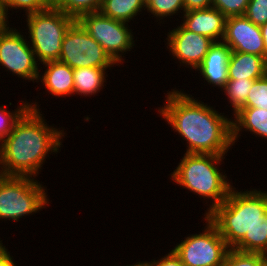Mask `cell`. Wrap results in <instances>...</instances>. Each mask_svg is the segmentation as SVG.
Instances as JSON below:
<instances>
[{
    "instance_id": "obj_1",
    "label": "cell",
    "mask_w": 267,
    "mask_h": 266,
    "mask_svg": "<svg viewBox=\"0 0 267 266\" xmlns=\"http://www.w3.org/2000/svg\"><path fill=\"white\" fill-rule=\"evenodd\" d=\"M158 112L173 130L187 141L185 153L225 156L233 146L231 118L207 103L178 89L165 96Z\"/></svg>"
},
{
    "instance_id": "obj_2",
    "label": "cell",
    "mask_w": 267,
    "mask_h": 266,
    "mask_svg": "<svg viewBox=\"0 0 267 266\" xmlns=\"http://www.w3.org/2000/svg\"><path fill=\"white\" fill-rule=\"evenodd\" d=\"M41 113L37 102L29 103V109L0 143V175L35 178L49 152H59L67 134L48 125Z\"/></svg>"
},
{
    "instance_id": "obj_3",
    "label": "cell",
    "mask_w": 267,
    "mask_h": 266,
    "mask_svg": "<svg viewBox=\"0 0 267 266\" xmlns=\"http://www.w3.org/2000/svg\"><path fill=\"white\" fill-rule=\"evenodd\" d=\"M224 159L225 156L215 154L185 153L176 169L169 174L178 186L198 194L203 200L211 199L204 216L221 205L233 187L226 174L218 168Z\"/></svg>"
},
{
    "instance_id": "obj_4",
    "label": "cell",
    "mask_w": 267,
    "mask_h": 266,
    "mask_svg": "<svg viewBox=\"0 0 267 266\" xmlns=\"http://www.w3.org/2000/svg\"><path fill=\"white\" fill-rule=\"evenodd\" d=\"M206 216L217 227L220 235L233 248L246 233L267 213L266 190H235Z\"/></svg>"
},
{
    "instance_id": "obj_5",
    "label": "cell",
    "mask_w": 267,
    "mask_h": 266,
    "mask_svg": "<svg viewBox=\"0 0 267 266\" xmlns=\"http://www.w3.org/2000/svg\"><path fill=\"white\" fill-rule=\"evenodd\" d=\"M25 17L29 44L39 64L58 61L65 33L76 19L52 4L46 10Z\"/></svg>"
},
{
    "instance_id": "obj_6",
    "label": "cell",
    "mask_w": 267,
    "mask_h": 266,
    "mask_svg": "<svg viewBox=\"0 0 267 266\" xmlns=\"http://www.w3.org/2000/svg\"><path fill=\"white\" fill-rule=\"evenodd\" d=\"M46 191L35 178L0 175V220L20 221L49 206Z\"/></svg>"
},
{
    "instance_id": "obj_7",
    "label": "cell",
    "mask_w": 267,
    "mask_h": 266,
    "mask_svg": "<svg viewBox=\"0 0 267 266\" xmlns=\"http://www.w3.org/2000/svg\"><path fill=\"white\" fill-rule=\"evenodd\" d=\"M204 222L202 233L187 235L173 248L185 266H223L225 262L230 247L207 216Z\"/></svg>"
},
{
    "instance_id": "obj_8",
    "label": "cell",
    "mask_w": 267,
    "mask_h": 266,
    "mask_svg": "<svg viewBox=\"0 0 267 266\" xmlns=\"http://www.w3.org/2000/svg\"><path fill=\"white\" fill-rule=\"evenodd\" d=\"M77 21L103 47L116 66L123 64V53L131 51L135 45L128 23L104 16L99 11L82 14Z\"/></svg>"
},
{
    "instance_id": "obj_9",
    "label": "cell",
    "mask_w": 267,
    "mask_h": 266,
    "mask_svg": "<svg viewBox=\"0 0 267 266\" xmlns=\"http://www.w3.org/2000/svg\"><path fill=\"white\" fill-rule=\"evenodd\" d=\"M58 61L72 69L98 67L111 70L116 64L77 20L65 33Z\"/></svg>"
},
{
    "instance_id": "obj_10",
    "label": "cell",
    "mask_w": 267,
    "mask_h": 266,
    "mask_svg": "<svg viewBox=\"0 0 267 266\" xmlns=\"http://www.w3.org/2000/svg\"><path fill=\"white\" fill-rule=\"evenodd\" d=\"M19 31L9 23L0 28V66L14 76L37 83L39 63L29 40Z\"/></svg>"
},
{
    "instance_id": "obj_11",
    "label": "cell",
    "mask_w": 267,
    "mask_h": 266,
    "mask_svg": "<svg viewBox=\"0 0 267 266\" xmlns=\"http://www.w3.org/2000/svg\"><path fill=\"white\" fill-rule=\"evenodd\" d=\"M167 49L181 64L195 70L203 61L210 46L214 43L207 36L185 29L181 24L167 34ZM181 61V62H180Z\"/></svg>"
},
{
    "instance_id": "obj_12",
    "label": "cell",
    "mask_w": 267,
    "mask_h": 266,
    "mask_svg": "<svg viewBox=\"0 0 267 266\" xmlns=\"http://www.w3.org/2000/svg\"><path fill=\"white\" fill-rule=\"evenodd\" d=\"M236 52L254 54L266 59V49L261 28L245 16L226 18L225 33L222 40Z\"/></svg>"
},
{
    "instance_id": "obj_13",
    "label": "cell",
    "mask_w": 267,
    "mask_h": 266,
    "mask_svg": "<svg viewBox=\"0 0 267 266\" xmlns=\"http://www.w3.org/2000/svg\"><path fill=\"white\" fill-rule=\"evenodd\" d=\"M181 25L200 35L212 39L214 42L222 41L225 33L226 17L216 8L196 9L185 11Z\"/></svg>"
},
{
    "instance_id": "obj_14",
    "label": "cell",
    "mask_w": 267,
    "mask_h": 266,
    "mask_svg": "<svg viewBox=\"0 0 267 266\" xmlns=\"http://www.w3.org/2000/svg\"><path fill=\"white\" fill-rule=\"evenodd\" d=\"M232 50L223 41L214 42L203 59L195 69L204 78V82L221 89L228 81V63Z\"/></svg>"
},
{
    "instance_id": "obj_15",
    "label": "cell",
    "mask_w": 267,
    "mask_h": 266,
    "mask_svg": "<svg viewBox=\"0 0 267 266\" xmlns=\"http://www.w3.org/2000/svg\"><path fill=\"white\" fill-rule=\"evenodd\" d=\"M42 65L46 70L44 73L40 72L37 82H42L48 93L54 97L74 96L73 69L70 66L60 61H50Z\"/></svg>"
},
{
    "instance_id": "obj_16",
    "label": "cell",
    "mask_w": 267,
    "mask_h": 266,
    "mask_svg": "<svg viewBox=\"0 0 267 266\" xmlns=\"http://www.w3.org/2000/svg\"><path fill=\"white\" fill-rule=\"evenodd\" d=\"M235 119H231L232 124V142L233 145L242 131H250V134L256 135L267 140V110L256 107H241L235 114ZM245 129V130H242Z\"/></svg>"
},
{
    "instance_id": "obj_17",
    "label": "cell",
    "mask_w": 267,
    "mask_h": 266,
    "mask_svg": "<svg viewBox=\"0 0 267 266\" xmlns=\"http://www.w3.org/2000/svg\"><path fill=\"white\" fill-rule=\"evenodd\" d=\"M228 79H259L267 74V60L262 56L232 51Z\"/></svg>"
},
{
    "instance_id": "obj_18",
    "label": "cell",
    "mask_w": 267,
    "mask_h": 266,
    "mask_svg": "<svg viewBox=\"0 0 267 266\" xmlns=\"http://www.w3.org/2000/svg\"><path fill=\"white\" fill-rule=\"evenodd\" d=\"M108 68L81 67L73 69L74 94L91 96L99 93L106 85V70Z\"/></svg>"
},
{
    "instance_id": "obj_19",
    "label": "cell",
    "mask_w": 267,
    "mask_h": 266,
    "mask_svg": "<svg viewBox=\"0 0 267 266\" xmlns=\"http://www.w3.org/2000/svg\"><path fill=\"white\" fill-rule=\"evenodd\" d=\"M142 10H146L142 0H102L99 12L114 20L129 23L142 14Z\"/></svg>"
},
{
    "instance_id": "obj_20",
    "label": "cell",
    "mask_w": 267,
    "mask_h": 266,
    "mask_svg": "<svg viewBox=\"0 0 267 266\" xmlns=\"http://www.w3.org/2000/svg\"><path fill=\"white\" fill-rule=\"evenodd\" d=\"M233 249L267 255V213L260 218Z\"/></svg>"
},
{
    "instance_id": "obj_21",
    "label": "cell",
    "mask_w": 267,
    "mask_h": 266,
    "mask_svg": "<svg viewBox=\"0 0 267 266\" xmlns=\"http://www.w3.org/2000/svg\"><path fill=\"white\" fill-rule=\"evenodd\" d=\"M256 79H228L226 85L221 89L227 96L235 114L245 103L248 93Z\"/></svg>"
},
{
    "instance_id": "obj_22",
    "label": "cell",
    "mask_w": 267,
    "mask_h": 266,
    "mask_svg": "<svg viewBox=\"0 0 267 266\" xmlns=\"http://www.w3.org/2000/svg\"><path fill=\"white\" fill-rule=\"evenodd\" d=\"M102 0H52V5L76 20L85 13L98 12Z\"/></svg>"
},
{
    "instance_id": "obj_23",
    "label": "cell",
    "mask_w": 267,
    "mask_h": 266,
    "mask_svg": "<svg viewBox=\"0 0 267 266\" xmlns=\"http://www.w3.org/2000/svg\"><path fill=\"white\" fill-rule=\"evenodd\" d=\"M52 4V0H0L2 13L8 21V10H24L25 15L46 10Z\"/></svg>"
},
{
    "instance_id": "obj_24",
    "label": "cell",
    "mask_w": 267,
    "mask_h": 266,
    "mask_svg": "<svg viewBox=\"0 0 267 266\" xmlns=\"http://www.w3.org/2000/svg\"><path fill=\"white\" fill-rule=\"evenodd\" d=\"M182 10L185 12L183 0H151L147 6L146 11L153 14L157 20H163L167 16H173L180 13Z\"/></svg>"
},
{
    "instance_id": "obj_25",
    "label": "cell",
    "mask_w": 267,
    "mask_h": 266,
    "mask_svg": "<svg viewBox=\"0 0 267 266\" xmlns=\"http://www.w3.org/2000/svg\"><path fill=\"white\" fill-rule=\"evenodd\" d=\"M21 102L22 104L20 103V106H17L14 111L5 109L3 105L0 106V143L9 135L16 122L29 109V102L26 100Z\"/></svg>"
},
{
    "instance_id": "obj_26",
    "label": "cell",
    "mask_w": 267,
    "mask_h": 266,
    "mask_svg": "<svg viewBox=\"0 0 267 266\" xmlns=\"http://www.w3.org/2000/svg\"><path fill=\"white\" fill-rule=\"evenodd\" d=\"M265 254L242 252L230 248L223 266H261Z\"/></svg>"
},
{
    "instance_id": "obj_27",
    "label": "cell",
    "mask_w": 267,
    "mask_h": 266,
    "mask_svg": "<svg viewBox=\"0 0 267 266\" xmlns=\"http://www.w3.org/2000/svg\"><path fill=\"white\" fill-rule=\"evenodd\" d=\"M242 107H256L267 110V74L262 78L254 80L246 103Z\"/></svg>"
},
{
    "instance_id": "obj_28",
    "label": "cell",
    "mask_w": 267,
    "mask_h": 266,
    "mask_svg": "<svg viewBox=\"0 0 267 266\" xmlns=\"http://www.w3.org/2000/svg\"><path fill=\"white\" fill-rule=\"evenodd\" d=\"M249 0H212V7L218 9L226 18L244 16Z\"/></svg>"
},
{
    "instance_id": "obj_29",
    "label": "cell",
    "mask_w": 267,
    "mask_h": 266,
    "mask_svg": "<svg viewBox=\"0 0 267 266\" xmlns=\"http://www.w3.org/2000/svg\"><path fill=\"white\" fill-rule=\"evenodd\" d=\"M244 16L255 25L262 26L267 22V0H249Z\"/></svg>"
},
{
    "instance_id": "obj_30",
    "label": "cell",
    "mask_w": 267,
    "mask_h": 266,
    "mask_svg": "<svg viewBox=\"0 0 267 266\" xmlns=\"http://www.w3.org/2000/svg\"><path fill=\"white\" fill-rule=\"evenodd\" d=\"M146 266H185L180 257L174 252V250H170L168 254L161 257L159 260L146 261Z\"/></svg>"
},
{
    "instance_id": "obj_31",
    "label": "cell",
    "mask_w": 267,
    "mask_h": 266,
    "mask_svg": "<svg viewBox=\"0 0 267 266\" xmlns=\"http://www.w3.org/2000/svg\"><path fill=\"white\" fill-rule=\"evenodd\" d=\"M185 11L212 7V0H183Z\"/></svg>"
},
{
    "instance_id": "obj_32",
    "label": "cell",
    "mask_w": 267,
    "mask_h": 266,
    "mask_svg": "<svg viewBox=\"0 0 267 266\" xmlns=\"http://www.w3.org/2000/svg\"><path fill=\"white\" fill-rule=\"evenodd\" d=\"M7 248L0 252V266H16Z\"/></svg>"
},
{
    "instance_id": "obj_33",
    "label": "cell",
    "mask_w": 267,
    "mask_h": 266,
    "mask_svg": "<svg viewBox=\"0 0 267 266\" xmlns=\"http://www.w3.org/2000/svg\"><path fill=\"white\" fill-rule=\"evenodd\" d=\"M261 28L262 37L264 39L265 49H266V60H267V22L264 23Z\"/></svg>"
},
{
    "instance_id": "obj_34",
    "label": "cell",
    "mask_w": 267,
    "mask_h": 266,
    "mask_svg": "<svg viewBox=\"0 0 267 266\" xmlns=\"http://www.w3.org/2000/svg\"><path fill=\"white\" fill-rule=\"evenodd\" d=\"M8 22L6 21L3 13H2V10H1V7H0V28L4 27Z\"/></svg>"
},
{
    "instance_id": "obj_35",
    "label": "cell",
    "mask_w": 267,
    "mask_h": 266,
    "mask_svg": "<svg viewBox=\"0 0 267 266\" xmlns=\"http://www.w3.org/2000/svg\"><path fill=\"white\" fill-rule=\"evenodd\" d=\"M114 266H116V265H114ZM126 266H146V261H138L137 263H135V264H132V265H126Z\"/></svg>"
},
{
    "instance_id": "obj_36",
    "label": "cell",
    "mask_w": 267,
    "mask_h": 266,
    "mask_svg": "<svg viewBox=\"0 0 267 266\" xmlns=\"http://www.w3.org/2000/svg\"><path fill=\"white\" fill-rule=\"evenodd\" d=\"M261 266H267V255L262 259Z\"/></svg>"
},
{
    "instance_id": "obj_37",
    "label": "cell",
    "mask_w": 267,
    "mask_h": 266,
    "mask_svg": "<svg viewBox=\"0 0 267 266\" xmlns=\"http://www.w3.org/2000/svg\"><path fill=\"white\" fill-rule=\"evenodd\" d=\"M5 248H6V247L3 246L2 240H0V252H1L2 250H4Z\"/></svg>"
},
{
    "instance_id": "obj_38",
    "label": "cell",
    "mask_w": 267,
    "mask_h": 266,
    "mask_svg": "<svg viewBox=\"0 0 267 266\" xmlns=\"http://www.w3.org/2000/svg\"><path fill=\"white\" fill-rule=\"evenodd\" d=\"M144 2V4L147 6V4L151 1V0H142Z\"/></svg>"
}]
</instances>
